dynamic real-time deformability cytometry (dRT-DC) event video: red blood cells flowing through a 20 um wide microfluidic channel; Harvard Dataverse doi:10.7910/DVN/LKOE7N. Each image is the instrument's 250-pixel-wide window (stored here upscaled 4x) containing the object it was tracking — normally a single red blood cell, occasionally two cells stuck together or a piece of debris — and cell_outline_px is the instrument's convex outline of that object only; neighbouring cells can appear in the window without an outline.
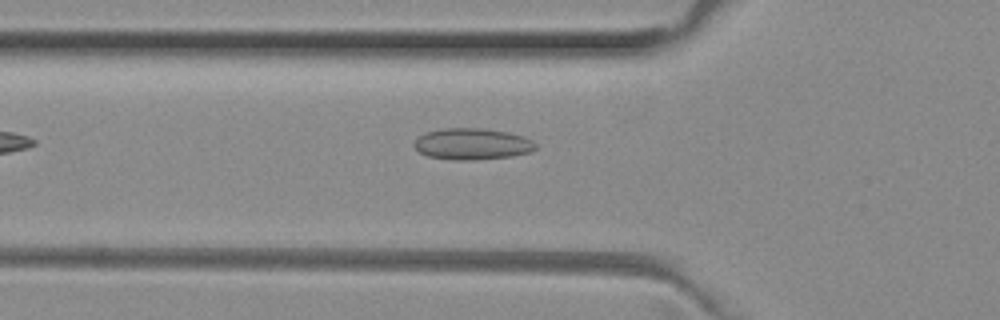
{"species": "common noctule bat (a hibernating species)", "species_latin": "Nyctalus noctula", "temperature_condition": "room temperature", "stored_images_in_passage": 37, "camera_frame_rate_fps": 3000, "um_per_image_px": 0.085, "animal": {"sex": "female", "body_mass_g": 29.2, "forearm_length_mm": 56.3}, "frame": {"image": 1, "passage_image": 2, "time_ms": 0.333, "image_size_px": [1000, 320], "cell_outline_px": [[536, 148], [528, 152], [512, 156], [476, 160], [456, 160], [428, 156], [420, 152], [412, 144], [424, 132], [444, 128], [484, 128], [508, 132], [524, 136], [532, 140], [536, 144]], "centroid_in_image_um": [40.14, 12.23], "position_along_channel_um": 85.7, "area_um2": 22.25}}
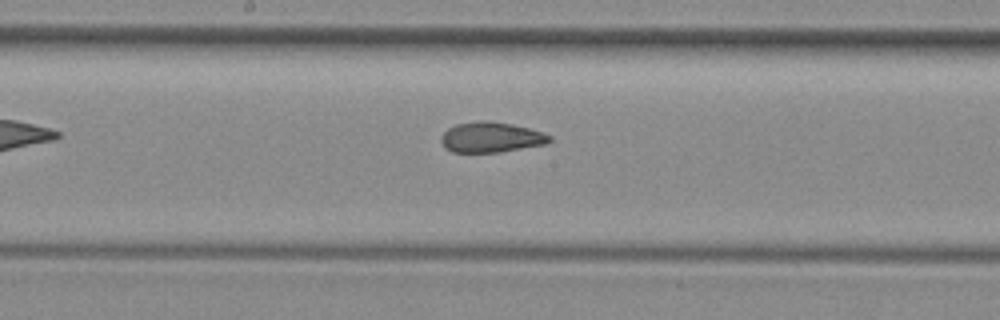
{"frame": {"image": 2, "passage_image": 11, "time_ms": 3.333, "image_size_px": [1000, 320], "cell_outline_px": [[552, 140], [548, 144], [500, 152], [452, 152], [444, 148], [440, 140], [440, 136], [448, 128], [456, 124], [484, 120], [488, 120], [512, 124], [544, 132], [552, 136]], "centroid_in_image_um": [41.76, 11.67], "position_along_channel_um": 206.4, "area_um2": 19.42}}
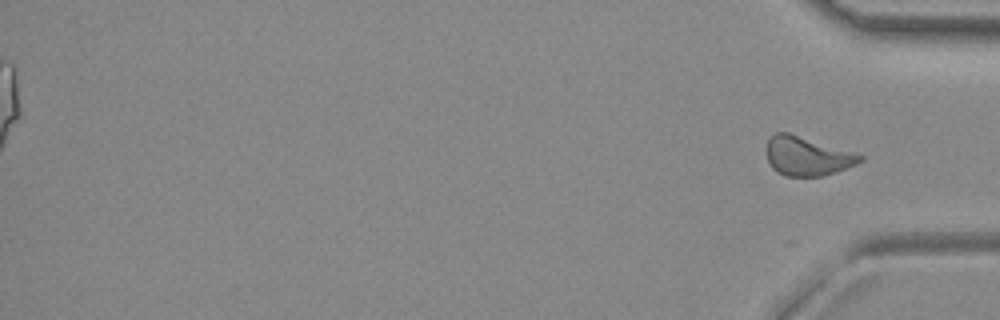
{"frame": {"image": 3, "passage_image": 37, "time_ms": 12.0, "image_size_px": [1000, 320], "cell_outline_px": [[864, 160], [856, 164], [836, 172], [824, 176], [784, 176], [776, 172], [772, 168], [768, 160], [764, 148], [768, 140], [776, 132], [788, 132], [852, 152], [864, 156]], "centroid_in_image_um": [68.56, 13.28], "position_along_channel_um": 366.6, "area_um2": 21.27}}